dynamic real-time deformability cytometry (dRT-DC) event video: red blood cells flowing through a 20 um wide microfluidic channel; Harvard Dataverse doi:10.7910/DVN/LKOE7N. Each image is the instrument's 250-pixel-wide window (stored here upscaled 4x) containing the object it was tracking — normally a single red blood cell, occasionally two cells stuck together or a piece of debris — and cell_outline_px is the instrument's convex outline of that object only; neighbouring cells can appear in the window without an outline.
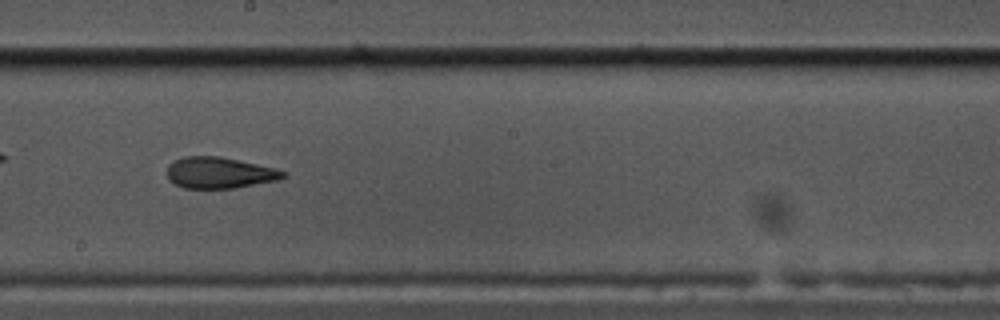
{"species": "common noctule bat (a hibernating species)", "species_latin": "Nyctalus noctula", "temperature_condition": "cold", "stored_images_in_passage": 38, "camera_frame_rate_fps": 3000, "um_per_image_px": 0.085, "animal": {"sex": "male", "body_mass_g": 17.5, "forearm_length_mm": 52.3}, "frame": {"image": 1, "passage_image": 17, "time_ms": 5.333, "image_size_px": [1000, 320], "cell_outline_px": [[288, 172], [284, 176], [276, 180], [236, 188], [184, 188], [168, 180], [168, 164], [184, 156], [220, 156], [276, 168]], "centroid_in_image_um": [18.65, 14.68], "position_along_channel_um": 229.5, "area_um2": 21.04}, "authors_computed_cell_mechanics": {"area_um2": 21.7039, "velocity_mm_per_s": 3.4403, "shape_relaxation_time_tau1_ms": null, "shape_relaxation_time_tau2_ms": 2.7163, "deformation_change_tau1": null, "deformation_change_tau2": 0.1001}}